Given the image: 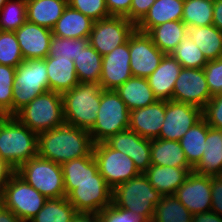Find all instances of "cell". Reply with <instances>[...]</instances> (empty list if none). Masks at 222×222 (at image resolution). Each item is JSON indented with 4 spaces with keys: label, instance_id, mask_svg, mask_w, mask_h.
<instances>
[{
    "label": "cell",
    "instance_id": "cell-7",
    "mask_svg": "<svg viewBox=\"0 0 222 222\" xmlns=\"http://www.w3.org/2000/svg\"><path fill=\"white\" fill-rule=\"evenodd\" d=\"M15 173L47 199L66 196L61 164L36 156L20 165Z\"/></svg>",
    "mask_w": 222,
    "mask_h": 222
},
{
    "label": "cell",
    "instance_id": "cell-26",
    "mask_svg": "<svg viewBox=\"0 0 222 222\" xmlns=\"http://www.w3.org/2000/svg\"><path fill=\"white\" fill-rule=\"evenodd\" d=\"M184 0H156L148 13L136 25V29L147 33L151 28L168 21H179L183 17Z\"/></svg>",
    "mask_w": 222,
    "mask_h": 222
},
{
    "label": "cell",
    "instance_id": "cell-52",
    "mask_svg": "<svg viewBox=\"0 0 222 222\" xmlns=\"http://www.w3.org/2000/svg\"><path fill=\"white\" fill-rule=\"evenodd\" d=\"M212 24L222 32V0H214Z\"/></svg>",
    "mask_w": 222,
    "mask_h": 222
},
{
    "label": "cell",
    "instance_id": "cell-13",
    "mask_svg": "<svg viewBox=\"0 0 222 222\" xmlns=\"http://www.w3.org/2000/svg\"><path fill=\"white\" fill-rule=\"evenodd\" d=\"M202 118V109L197 106L165 100V120L158 139L180 141Z\"/></svg>",
    "mask_w": 222,
    "mask_h": 222
},
{
    "label": "cell",
    "instance_id": "cell-57",
    "mask_svg": "<svg viewBox=\"0 0 222 222\" xmlns=\"http://www.w3.org/2000/svg\"><path fill=\"white\" fill-rule=\"evenodd\" d=\"M0 116H8L7 114L3 113L1 110H0Z\"/></svg>",
    "mask_w": 222,
    "mask_h": 222
},
{
    "label": "cell",
    "instance_id": "cell-22",
    "mask_svg": "<svg viewBox=\"0 0 222 222\" xmlns=\"http://www.w3.org/2000/svg\"><path fill=\"white\" fill-rule=\"evenodd\" d=\"M193 172V167H169L151 164L144 175L162 195H174L179 186Z\"/></svg>",
    "mask_w": 222,
    "mask_h": 222
},
{
    "label": "cell",
    "instance_id": "cell-27",
    "mask_svg": "<svg viewBox=\"0 0 222 222\" xmlns=\"http://www.w3.org/2000/svg\"><path fill=\"white\" fill-rule=\"evenodd\" d=\"M129 111L149 106L158 99L146 78L132 76L115 90Z\"/></svg>",
    "mask_w": 222,
    "mask_h": 222
},
{
    "label": "cell",
    "instance_id": "cell-9",
    "mask_svg": "<svg viewBox=\"0 0 222 222\" xmlns=\"http://www.w3.org/2000/svg\"><path fill=\"white\" fill-rule=\"evenodd\" d=\"M46 200L16 173L8 179L0 195V203L25 222H29L43 208Z\"/></svg>",
    "mask_w": 222,
    "mask_h": 222
},
{
    "label": "cell",
    "instance_id": "cell-41",
    "mask_svg": "<svg viewBox=\"0 0 222 222\" xmlns=\"http://www.w3.org/2000/svg\"><path fill=\"white\" fill-rule=\"evenodd\" d=\"M23 61L15 32L0 31V65L17 68Z\"/></svg>",
    "mask_w": 222,
    "mask_h": 222
},
{
    "label": "cell",
    "instance_id": "cell-34",
    "mask_svg": "<svg viewBox=\"0 0 222 222\" xmlns=\"http://www.w3.org/2000/svg\"><path fill=\"white\" fill-rule=\"evenodd\" d=\"M73 61L79 82L99 83L102 72V55L90 44L80 50L77 59Z\"/></svg>",
    "mask_w": 222,
    "mask_h": 222
},
{
    "label": "cell",
    "instance_id": "cell-6",
    "mask_svg": "<svg viewBox=\"0 0 222 222\" xmlns=\"http://www.w3.org/2000/svg\"><path fill=\"white\" fill-rule=\"evenodd\" d=\"M49 91L45 59L24 60L14 76L12 116L39 94Z\"/></svg>",
    "mask_w": 222,
    "mask_h": 222
},
{
    "label": "cell",
    "instance_id": "cell-16",
    "mask_svg": "<svg viewBox=\"0 0 222 222\" xmlns=\"http://www.w3.org/2000/svg\"><path fill=\"white\" fill-rule=\"evenodd\" d=\"M178 200L194 216L211 211V176L191 172L175 192Z\"/></svg>",
    "mask_w": 222,
    "mask_h": 222
},
{
    "label": "cell",
    "instance_id": "cell-50",
    "mask_svg": "<svg viewBox=\"0 0 222 222\" xmlns=\"http://www.w3.org/2000/svg\"><path fill=\"white\" fill-rule=\"evenodd\" d=\"M15 173V170L12 166L7 163L1 156H0V195L3 192L4 186L8 182V179Z\"/></svg>",
    "mask_w": 222,
    "mask_h": 222
},
{
    "label": "cell",
    "instance_id": "cell-15",
    "mask_svg": "<svg viewBox=\"0 0 222 222\" xmlns=\"http://www.w3.org/2000/svg\"><path fill=\"white\" fill-rule=\"evenodd\" d=\"M211 98L203 69L182 68L175 81L172 100L203 109Z\"/></svg>",
    "mask_w": 222,
    "mask_h": 222
},
{
    "label": "cell",
    "instance_id": "cell-23",
    "mask_svg": "<svg viewBox=\"0 0 222 222\" xmlns=\"http://www.w3.org/2000/svg\"><path fill=\"white\" fill-rule=\"evenodd\" d=\"M49 90L63 94L79 84L74 61L69 58H45Z\"/></svg>",
    "mask_w": 222,
    "mask_h": 222
},
{
    "label": "cell",
    "instance_id": "cell-49",
    "mask_svg": "<svg viewBox=\"0 0 222 222\" xmlns=\"http://www.w3.org/2000/svg\"><path fill=\"white\" fill-rule=\"evenodd\" d=\"M111 16L125 17L130 12L132 0H105Z\"/></svg>",
    "mask_w": 222,
    "mask_h": 222
},
{
    "label": "cell",
    "instance_id": "cell-36",
    "mask_svg": "<svg viewBox=\"0 0 222 222\" xmlns=\"http://www.w3.org/2000/svg\"><path fill=\"white\" fill-rule=\"evenodd\" d=\"M75 213L76 209L66 196L51 198L29 222H71Z\"/></svg>",
    "mask_w": 222,
    "mask_h": 222
},
{
    "label": "cell",
    "instance_id": "cell-8",
    "mask_svg": "<svg viewBox=\"0 0 222 222\" xmlns=\"http://www.w3.org/2000/svg\"><path fill=\"white\" fill-rule=\"evenodd\" d=\"M130 111L115 90H102L97 119L89 130L94 144L129 127Z\"/></svg>",
    "mask_w": 222,
    "mask_h": 222
},
{
    "label": "cell",
    "instance_id": "cell-12",
    "mask_svg": "<svg viewBox=\"0 0 222 222\" xmlns=\"http://www.w3.org/2000/svg\"><path fill=\"white\" fill-rule=\"evenodd\" d=\"M136 25L126 17L110 16L94 21L89 35V44L102 56L126 43Z\"/></svg>",
    "mask_w": 222,
    "mask_h": 222
},
{
    "label": "cell",
    "instance_id": "cell-53",
    "mask_svg": "<svg viewBox=\"0 0 222 222\" xmlns=\"http://www.w3.org/2000/svg\"><path fill=\"white\" fill-rule=\"evenodd\" d=\"M193 222H222V217L210 211L194 215Z\"/></svg>",
    "mask_w": 222,
    "mask_h": 222
},
{
    "label": "cell",
    "instance_id": "cell-19",
    "mask_svg": "<svg viewBox=\"0 0 222 222\" xmlns=\"http://www.w3.org/2000/svg\"><path fill=\"white\" fill-rule=\"evenodd\" d=\"M24 60L45 59L50 50L52 30L35 23H25L15 31Z\"/></svg>",
    "mask_w": 222,
    "mask_h": 222
},
{
    "label": "cell",
    "instance_id": "cell-10",
    "mask_svg": "<svg viewBox=\"0 0 222 222\" xmlns=\"http://www.w3.org/2000/svg\"><path fill=\"white\" fill-rule=\"evenodd\" d=\"M68 201L76 211L99 213L112 203L113 189L106 180L64 182Z\"/></svg>",
    "mask_w": 222,
    "mask_h": 222
},
{
    "label": "cell",
    "instance_id": "cell-21",
    "mask_svg": "<svg viewBox=\"0 0 222 222\" xmlns=\"http://www.w3.org/2000/svg\"><path fill=\"white\" fill-rule=\"evenodd\" d=\"M182 69L172 54H165L159 66L146 79L158 100H172L175 81Z\"/></svg>",
    "mask_w": 222,
    "mask_h": 222
},
{
    "label": "cell",
    "instance_id": "cell-55",
    "mask_svg": "<svg viewBox=\"0 0 222 222\" xmlns=\"http://www.w3.org/2000/svg\"><path fill=\"white\" fill-rule=\"evenodd\" d=\"M8 0H0V10Z\"/></svg>",
    "mask_w": 222,
    "mask_h": 222
},
{
    "label": "cell",
    "instance_id": "cell-20",
    "mask_svg": "<svg viewBox=\"0 0 222 222\" xmlns=\"http://www.w3.org/2000/svg\"><path fill=\"white\" fill-rule=\"evenodd\" d=\"M164 120L165 100H157L149 106L131 110L128 129L152 140L159 137Z\"/></svg>",
    "mask_w": 222,
    "mask_h": 222
},
{
    "label": "cell",
    "instance_id": "cell-29",
    "mask_svg": "<svg viewBox=\"0 0 222 222\" xmlns=\"http://www.w3.org/2000/svg\"><path fill=\"white\" fill-rule=\"evenodd\" d=\"M186 36L199 47L207 61L222 57V32L213 24L201 27L186 25Z\"/></svg>",
    "mask_w": 222,
    "mask_h": 222
},
{
    "label": "cell",
    "instance_id": "cell-46",
    "mask_svg": "<svg viewBox=\"0 0 222 222\" xmlns=\"http://www.w3.org/2000/svg\"><path fill=\"white\" fill-rule=\"evenodd\" d=\"M202 117L210 127L222 130V94L208 101L202 109Z\"/></svg>",
    "mask_w": 222,
    "mask_h": 222
},
{
    "label": "cell",
    "instance_id": "cell-42",
    "mask_svg": "<svg viewBox=\"0 0 222 222\" xmlns=\"http://www.w3.org/2000/svg\"><path fill=\"white\" fill-rule=\"evenodd\" d=\"M16 67L0 65V110L12 116L13 86Z\"/></svg>",
    "mask_w": 222,
    "mask_h": 222
},
{
    "label": "cell",
    "instance_id": "cell-14",
    "mask_svg": "<svg viewBox=\"0 0 222 222\" xmlns=\"http://www.w3.org/2000/svg\"><path fill=\"white\" fill-rule=\"evenodd\" d=\"M129 51L132 76L143 78L155 71L165 55L147 33L137 29L129 37Z\"/></svg>",
    "mask_w": 222,
    "mask_h": 222
},
{
    "label": "cell",
    "instance_id": "cell-40",
    "mask_svg": "<svg viewBox=\"0 0 222 222\" xmlns=\"http://www.w3.org/2000/svg\"><path fill=\"white\" fill-rule=\"evenodd\" d=\"M89 44L88 38H62L52 36L49 54L53 58L77 59L80 50Z\"/></svg>",
    "mask_w": 222,
    "mask_h": 222
},
{
    "label": "cell",
    "instance_id": "cell-51",
    "mask_svg": "<svg viewBox=\"0 0 222 222\" xmlns=\"http://www.w3.org/2000/svg\"><path fill=\"white\" fill-rule=\"evenodd\" d=\"M71 222H99V214L95 212L76 211Z\"/></svg>",
    "mask_w": 222,
    "mask_h": 222
},
{
    "label": "cell",
    "instance_id": "cell-32",
    "mask_svg": "<svg viewBox=\"0 0 222 222\" xmlns=\"http://www.w3.org/2000/svg\"><path fill=\"white\" fill-rule=\"evenodd\" d=\"M64 182L105 180L99 173L93 152L89 156L76 158L61 164Z\"/></svg>",
    "mask_w": 222,
    "mask_h": 222
},
{
    "label": "cell",
    "instance_id": "cell-54",
    "mask_svg": "<svg viewBox=\"0 0 222 222\" xmlns=\"http://www.w3.org/2000/svg\"><path fill=\"white\" fill-rule=\"evenodd\" d=\"M0 222H25L0 203Z\"/></svg>",
    "mask_w": 222,
    "mask_h": 222
},
{
    "label": "cell",
    "instance_id": "cell-45",
    "mask_svg": "<svg viewBox=\"0 0 222 222\" xmlns=\"http://www.w3.org/2000/svg\"><path fill=\"white\" fill-rule=\"evenodd\" d=\"M203 71L211 96L222 94V57L208 61Z\"/></svg>",
    "mask_w": 222,
    "mask_h": 222
},
{
    "label": "cell",
    "instance_id": "cell-1",
    "mask_svg": "<svg viewBox=\"0 0 222 222\" xmlns=\"http://www.w3.org/2000/svg\"><path fill=\"white\" fill-rule=\"evenodd\" d=\"M93 146L88 130L68 124L38 134V156L58 164L89 156Z\"/></svg>",
    "mask_w": 222,
    "mask_h": 222
},
{
    "label": "cell",
    "instance_id": "cell-4",
    "mask_svg": "<svg viewBox=\"0 0 222 222\" xmlns=\"http://www.w3.org/2000/svg\"><path fill=\"white\" fill-rule=\"evenodd\" d=\"M162 194L149 183L148 178L141 173L113 189L112 202L122 208L142 216L147 222H152L155 206L161 201Z\"/></svg>",
    "mask_w": 222,
    "mask_h": 222
},
{
    "label": "cell",
    "instance_id": "cell-48",
    "mask_svg": "<svg viewBox=\"0 0 222 222\" xmlns=\"http://www.w3.org/2000/svg\"><path fill=\"white\" fill-rule=\"evenodd\" d=\"M211 211L222 217V176H211Z\"/></svg>",
    "mask_w": 222,
    "mask_h": 222
},
{
    "label": "cell",
    "instance_id": "cell-17",
    "mask_svg": "<svg viewBox=\"0 0 222 222\" xmlns=\"http://www.w3.org/2000/svg\"><path fill=\"white\" fill-rule=\"evenodd\" d=\"M131 77L128 39L126 43L102 56V72L99 83L103 90H116Z\"/></svg>",
    "mask_w": 222,
    "mask_h": 222
},
{
    "label": "cell",
    "instance_id": "cell-47",
    "mask_svg": "<svg viewBox=\"0 0 222 222\" xmlns=\"http://www.w3.org/2000/svg\"><path fill=\"white\" fill-rule=\"evenodd\" d=\"M155 1L156 0H132L130 12L125 17L137 25L148 13Z\"/></svg>",
    "mask_w": 222,
    "mask_h": 222
},
{
    "label": "cell",
    "instance_id": "cell-38",
    "mask_svg": "<svg viewBox=\"0 0 222 222\" xmlns=\"http://www.w3.org/2000/svg\"><path fill=\"white\" fill-rule=\"evenodd\" d=\"M171 54L182 68L203 69L208 62L199 47L188 36L183 38Z\"/></svg>",
    "mask_w": 222,
    "mask_h": 222
},
{
    "label": "cell",
    "instance_id": "cell-44",
    "mask_svg": "<svg viewBox=\"0 0 222 222\" xmlns=\"http://www.w3.org/2000/svg\"><path fill=\"white\" fill-rule=\"evenodd\" d=\"M98 214L99 222H147L142 216L134 214L132 211L122 209L113 202Z\"/></svg>",
    "mask_w": 222,
    "mask_h": 222
},
{
    "label": "cell",
    "instance_id": "cell-2",
    "mask_svg": "<svg viewBox=\"0 0 222 222\" xmlns=\"http://www.w3.org/2000/svg\"><path fill=\"white\" fill-rule=\"evenodd\" d=\"M102 87L96 82H80L62 94L65 124L90 130L97 119Z\"/></svg>",
    "mask_w": 222,
    "mask_h": 222
},
{
    "label": "cell",
    "instance_id": "cell-39",
    "mask_svg": "<svg viewBox=\"0 0 222 222\" xmlns=\"http://www.w3.org/2000/svg\"><path fill=\"white\" fill-rule=\"evenodd\" d=\"M26 21V0H8L0 10V31L15 32Z\"/></svg>",
    "mask_w": 222,
    "mask_h": 222
},
{
    "label": "cell",
    "instance_id": "cell-11",
    "mask_svg": "<svg viewBox=\"0 0 222 222\" xmlns=\"http://www.w3.org/2000/svg\"><path fill=\"white\" fill-rule=\"evenodd\" d=\"M93 154L99 173L112 189L141 174L129 156L114 150L105 142L94 144Z\"/></svg>",
    "mask_w": 222,
    "mask_h": 222
},
{
    "label": "cell",
    "instance_id": "cell-3",
    "mask_svg": "<svg viewBox=\"0 0 222 222\" xmlns=\"http://www.w3.org/2000/svg\"><path fill=\"white\" fill-rule=\"evenodd\" d=\"M0 156L16 170L38 156V134L15 116H8L0 125Z\"/></svg>",
    "mask_w": 222,
    "mask_h": 222
},
{
    "label": "cell",
    "instance_id": "cell-30",
    "mask_svg": "<svg viewBox=\"0 0 222 222\" xmlns=\"http://www.w3.org/2000/svg\"><path fill=\"white\" fill-rule=\"evenodd\" d=\"M151 164L169 167H192L185 156L180 141L152 139Z\"/></svg>",
    "mask_w": 222,
    "mask_h": 222
},
{
    "label": "cell",
    "instance_id": "cell-28",
    "mask_svg": "<svg viewBox=\"0 0 222 222\" xmlns=\"http://www.w3.org/2000/svg\"><path fill=\"white\" fill-rule=\"evenodd\" d=\"M67 6V0H26V20L52 29Z\"/></svg>",
    "mask_w": 222,
    "mask_h": 222
},
{
    "label": "cell",
    "instance_id": "cell-33",
    "mask_svg": "<svg viewBox=\"0 0 222 222\" xmlns=\"http://www.w3.org/2000/svg\"><path fill=\"white\" fill-rule=\"evenodd\" d=\"M208 131V124L202 118L192 126L180 139L181 147L185 153L188 163L194 168L202 159L205 151V140Z\"/></svg>",
    "mask_w": 222,
    "mask_h": 222
},
{
    "label": "cell",
    "instance_id": "cell-5",
    "mask_svg": "<svg viewBox=\"0 0 222 222\" xmlns=\"http://www.w3.org/2000/svg\"><path fill=\"white\" fill-rule=\"evenodd\" d=\"M22 124L39 134L65 124L62 94H39L14 115Z\"/></svg>",
    "mask_w": 222,
    "mask_h": 222
},
{
    "label": "cell",
    "instance_id": "cell-43",
    "mask_svg": "<svg viewBox=\"0 0 222 222\" xmlns=\"http://www.w3.org/2000/svg\"><path fill=\"white\" fill-rule=\"evenodd\" d=\"M68 6L80 11L93 21L110 17L105 0H67Z\"/></svg>",
    "mask_w": 222,
    "mask_h": 222
},
{
    "label": "cell",
    "instance_id": "cell-24",
    "mask_svg": "<svg viewBox=\"0 0 222 222\" xmlns=\"http://www.w3.org/2000/svg\"><path fill=\"white\" fill-rule=\"evenodd\" d=\"M204 150L193 172L205 176H222V130L208 125Z\"/></svg>",
    "mask_w": 222,
    "mask_h": 222
},
{
    "label": "cell",
    "instance_id": "cell-37",
    "mask_svg": "<svg viewBox=\"0 0 222 222\" xmlns=\"http://www.w3.org/2000/svg\"><path fill=\"white\" fill-rule=\"evenodd\" d=\"M213 4L214 0H184L182 21L199 27L211 25Z\"/></svg>",
    "mask_w": 222,
    "mask_h": 222
},
{
    "label": "cell",
    "instance_id": "cell-25",
    "mask_svg": "<svg viewBox=\"0 0 222 222\" xmlns=\"http://www.w3.org/2000/svg\"><path fill=\"white\" fill-rule=\"evenodd\" d=\"M93 24L94 21L91 18L67 6L51 30L56 37L89 38Z\"/></svg>",
    "mask_w": 222,
    "mask_h": 222
},
{
    "label": "cell",
    "instance_id": "cell-31",
    "mask_svg": "<svg viewBox=\"0 0 222 222\" xmlns=\"http://www.w3.org/2000/svg\"><path fill=\"white\" fill-rule=\"evenodd\" d=\"M147 34L159 50L171 54L186 36V24L182 20L168 21L151 28Z\"/></svg>",
    "mask_w": 222,
    "mask_h": 222
},
{
    "label": "cell",
    "instance_id": "cell-18",
    "mask_svg": "<svg viewBox=\"0 0 222 222\" xmlns=\"http://www.w3.org/2000/svg\"><path fill=\"white\" fill-rule=\"evenodd\" d=\"M105 143L129 156L137 170L145 173L151 165V140L139 136L136 132L126 129L109 137Z\"/></svg>",
    "mask_w": 222,
    "mask_h": 222
},
{
    "label": "cell",
    "instance_id": "cell-35",
    "mask_svg": "<svg viewBox=\"0 0 222 222\" xmlns=\"http://www.w3.org/2000/svg\"><path fill=\"white\" fill-rule=\"evenodd\" d=\"M152 222H193V215L174 195H163Z\"/></svg>",
    "mask_w": 222,
    "mask_h": 222
},
{
    "label": "cell",
    "instance_id": "cell-56",
    "mask_svg": "<svg viewBox=\"0 0 222 222\" xmlns=\"http://www.w3.org/2000/svg\"><path fill=\"white\" fill-rule=\"evenodd\" d=\"M8 116H0V125L2 124V122L7 118Z\"/></svg>",
    "mask_w": 222,
    "mask_h": 222
}]
</instances>
